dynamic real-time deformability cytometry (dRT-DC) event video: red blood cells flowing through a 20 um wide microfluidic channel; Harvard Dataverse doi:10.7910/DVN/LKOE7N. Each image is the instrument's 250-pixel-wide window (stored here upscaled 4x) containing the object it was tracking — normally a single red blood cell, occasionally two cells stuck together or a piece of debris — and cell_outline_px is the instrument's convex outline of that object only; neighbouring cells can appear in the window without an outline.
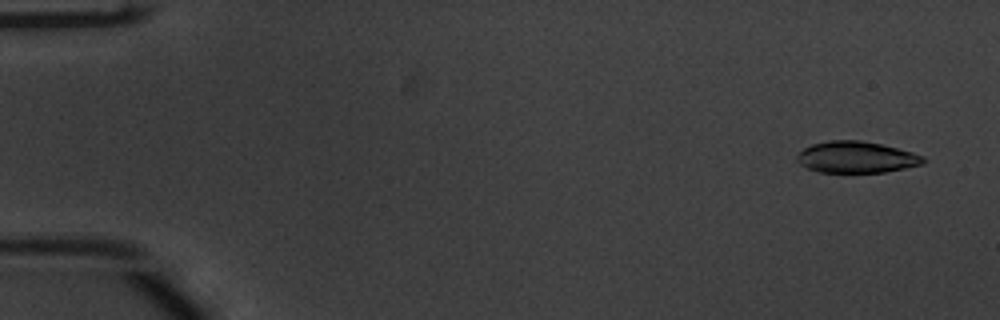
{"species": "common noctule bat (a hibernating species)", "species_latin": "Nyctalus noctula", "temperature_condition": "warm", "stored_images_in_passage": 52, "camera_frame_rate_fps": 3000, "um_per_image_px": 0.085, "animal": {"sex": "male", "body_mass_g": 20.1, "forearm_length_mm": 53.5}, "frame": {"image": 1, "passage_image": 3, "time_ms": 0.667, "image_size_px": [1000, 320], "cell_outline_px": [[928, 160], [924, 164], [884, 172], [820, 172], [808, 168], [800, 164], [796, 160], [796, 156], [804, 148], [812, 144], [832, 140], [860, 140], [880, 144], [912, 152], [924, 156]], "centroid_in_image_um": [72.81, 13.36], "position_along_channel_um": 12.2, "area_um2": 23.06}}
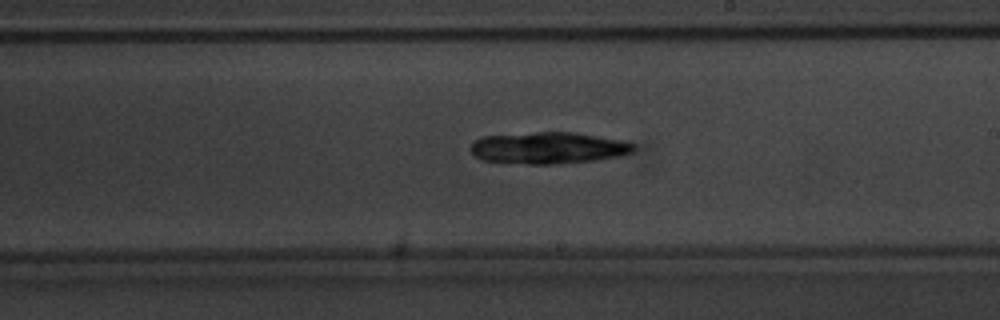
{"frame": {"image": 2, "passage_image": 31, "time_ms": 10.0, "image_size_px": [1000, 320], "cell_outline_px": [[636, 148], [632, 152], [620, 156], [596, 160], [552, 164], [528, 164], [480, 160], [468, 148], [476, 140], [484, 136], [536, 132], [576, 132], [628, 140], [636, 144]], "centroid_in_image_um": [46.69, 12.56], "position_along_channel_um": 242.3, "area_um2": 30.46}}
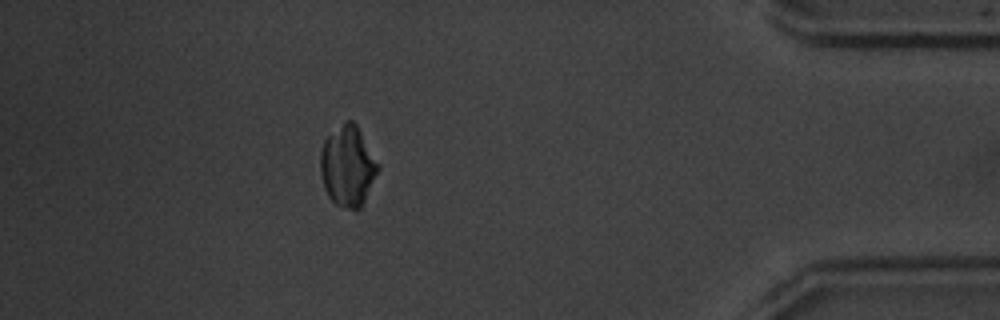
{"frame": {"image": 3, "passage_image": 47, "time_ms": 15.333, "image_size_px": [1000, 320], "cell_outline_px": [[380, 168], [364, 204], [356, 212], [344, 208], [336, 204], [328, 196], [324, 188], [320, 172], [320, 152], [324, 140], [344, 120], [352, 120], [356, 124], [380, 164]], "centroid_in_image_um": [29.57, 14.15], "position_along_channel_um": 405.6, "area_um2": 27.51}, "authors_computed_cell_mechanics": {"area_um2": 28.1486, "velocity_mm_per_s": 3.8658, "shape_relaxation_time_tau1_ms": 4.0201, "shape_relaxation_time_tau2_ms": null, "deformation_change_tau1": 0.1663, "deformation_change_tau2": null}}